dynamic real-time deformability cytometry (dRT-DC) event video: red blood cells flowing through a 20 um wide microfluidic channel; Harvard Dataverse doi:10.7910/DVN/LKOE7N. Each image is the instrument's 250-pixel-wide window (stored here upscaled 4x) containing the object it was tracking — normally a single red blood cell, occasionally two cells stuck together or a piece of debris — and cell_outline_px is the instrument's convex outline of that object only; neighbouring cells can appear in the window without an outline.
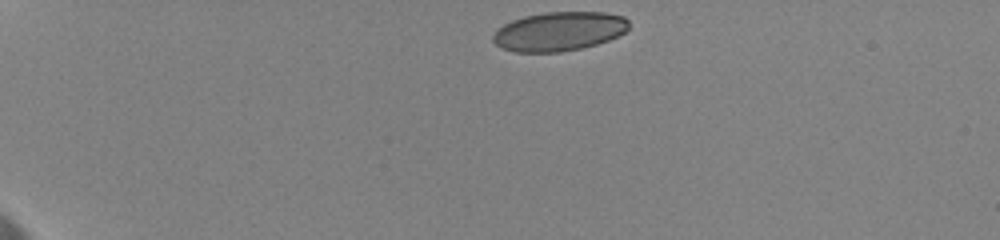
{"species": "human", "species_latin": "Homo sapiens", "temperature_condition": "cold", "stored_images_in_passage": 30, "camera_frame_rate_fps": 3000, "um_per_image_px": 0.085, "donor": {"sex": "female"}, "frame": {"image": 1, "passage_image": 1, "time_ms": 0.0, "image_size_px": [1000, 240], "cell_outline_px": [[628, 28], [624, 32], [608, 40], [596, 44], [580, 48], [560, 52], [516, 52], [504, 48], [496, 44], [492, 40], [492, 36], [504, 24], [512, 20], [524, 16], [544, 12], [604, 12], [624, 16], [628, 20]], "centroid_in_image_um": [47.52, 2.66], "position_along_channel_um": 37.5, "area_um2": 30.75}}
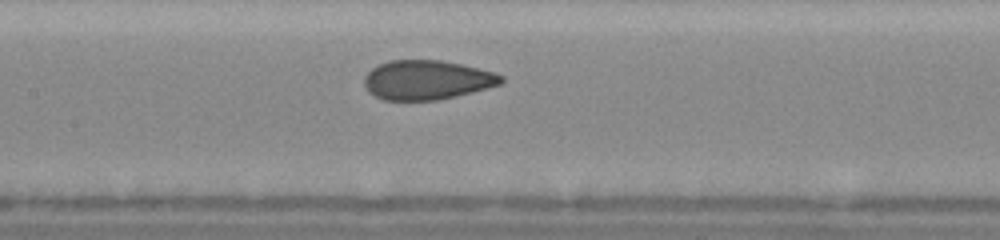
{"frame": {"image": 2, "passage_image": 15, "time_ms": 6.0, "image_size_px": [1000, 240], "cell_outline_px": [[504, 80], [500, 84], [472, 92], [456, 96], [436, 100], [384, 100], [368, 92], [364, 84], [364, 76], [372, 68], [388, 60], [440, 60], [480, 68], [496, 72], [504, 76]], "centroid_in_image_um": [36.29, 6.79], "position_along_channel_um": 171.1, "area_um2": 31.44}}
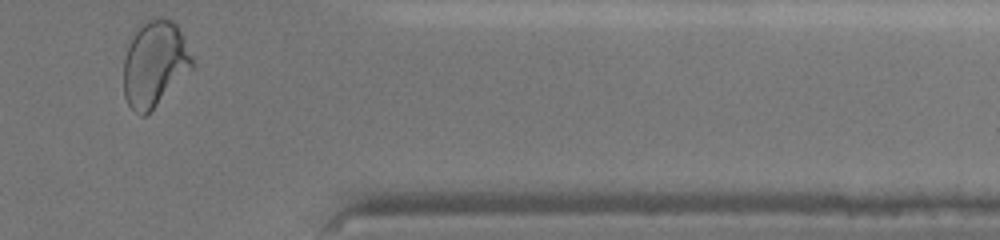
{"frame": {"image": 3, "passage_image": 30, "time_ms": 12.667, "image_size_px": [1000, 240], "cell_outline_px": [[192, 68], [144, 116], [140, 116], [128, 104], [124, 96], [124, 56], [140, 24], [144, 20], [152, 16], [160, 16], [172, 20], [176, 24], [192, 56]], "centroid_in_image_um": [13.12, 5.37], "position_along_channel_um": 398.3, "area_um2": 33.64}, "authors_computed_cell_mechanics": {"area_um2": 31.9056, "velocity_mm_per_s": 3.5448, "shape_relaxation_time_tau1_ms": 7.5337, "shape_relaxation_time_tau2_ms": null, "deformation_change_tau1": 0.1571, "deformation_change_tau2": null}}